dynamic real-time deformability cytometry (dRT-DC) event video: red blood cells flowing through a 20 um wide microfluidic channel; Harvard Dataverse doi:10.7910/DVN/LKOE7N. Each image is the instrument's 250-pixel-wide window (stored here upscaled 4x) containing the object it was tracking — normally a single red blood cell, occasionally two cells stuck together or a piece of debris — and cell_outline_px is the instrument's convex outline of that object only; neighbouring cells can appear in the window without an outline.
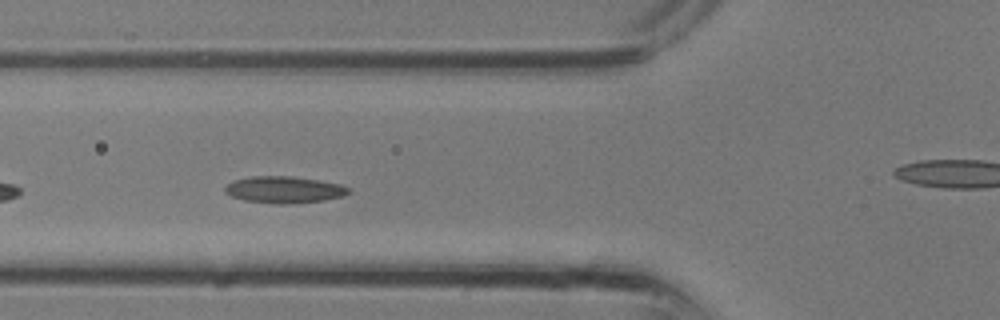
{"species": "common noctule bat (a hibernating species)", "species_latin": "Nyctalus noctula", "temperature_condition": "room temperature", "stored_images_in_passage": 29, "camera_frame_rate_fps": 3000, "um_per_image_px": 0.085, "animal": {"sex": "male", "body_mass_g": 13.3}, "frame": {"image": 1, "passage_image": 8, "time_ms": 2.333, "image_size_px": [1000, 320], "cell_outline_px": [[352, 192], [344, 196], [324, 200], [288, 204], [276, 204], [244, 200], [232, 196], [224, 192], [224, 188], [228, 184], [236, 180], [252, 176], [292, 176], [340, 184], [348, 188]], "centroid_in_image_um": [24.17, 16.13], "position_along_channel_um": 101.6, "area_um2": 19.13}}
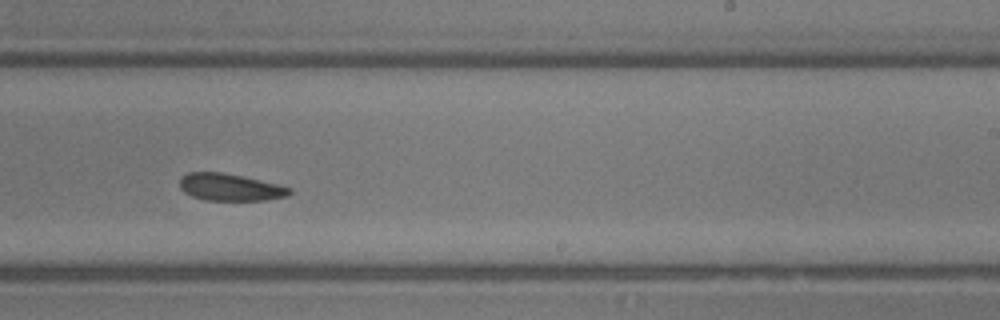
{"frame": {"image": 2, "passage_image": 16, "time_ms": 5.0, "image_size_px": [1000, 320], "cell_outline_px": [[292, 192], [288, 196], [264, 200], [204, 200], [192, 196], [184, 192], [180, 188], [180, 180], [188, 172], [224, 172], [276, 184], [292, 188]], "centroid_in_image_um": [19.55, 15.92], "position_along_channel_um": 269.4, "area_um2": 17.22}}
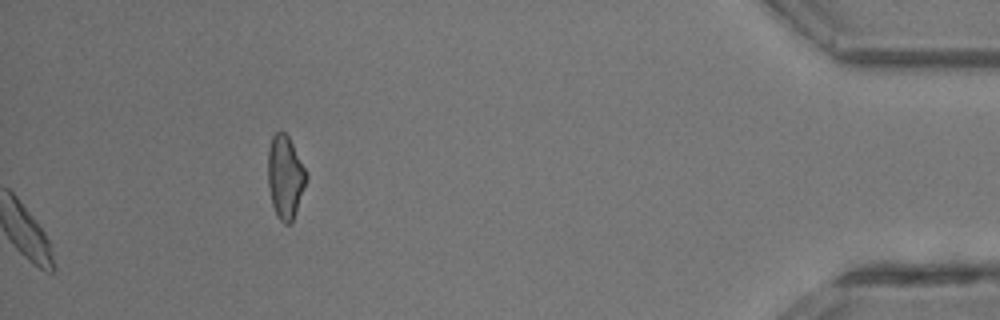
{"frame": {"image": 3, "passage_image": 29, "time_ms": 9.333, "image_size_px": [1000, 320], "cell_outline_px": [[308, 180], [292, 224], [284, 224], [276, 216], [272, 204], [268, 184], [268, 148], [272, 136], [280, 128], [288, 136], [308, 172]], "centroid_in_image_um": [24.26, 15.05], "position_along_channel_um": 410.9, "area_um2": 19.07}}